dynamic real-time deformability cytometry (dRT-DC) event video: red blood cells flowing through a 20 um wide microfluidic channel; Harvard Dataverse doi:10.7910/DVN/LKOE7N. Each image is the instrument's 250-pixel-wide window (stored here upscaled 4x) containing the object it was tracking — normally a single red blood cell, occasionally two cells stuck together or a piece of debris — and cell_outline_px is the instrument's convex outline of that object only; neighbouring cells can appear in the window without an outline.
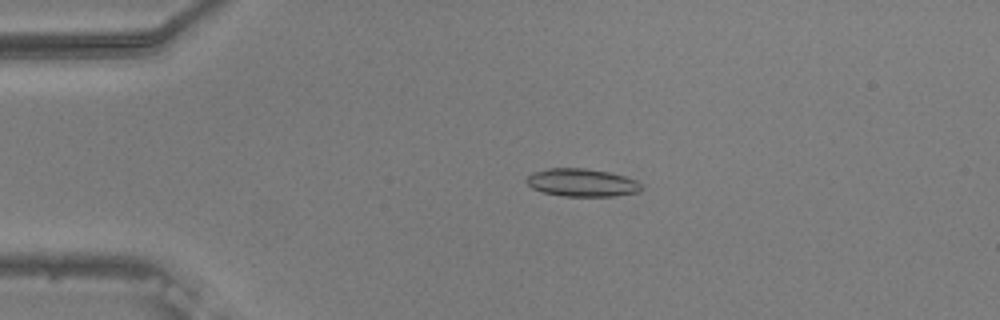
{"species": "common noctule bat (a hibernating species)", "species_latin": "Nyctalus noctula", "temperature_condition": "warm", "stored_images_in_passage": 53, "camera_frame_rate_fps": 3000, "um_per_image_px": 0.085, "animal": {"sex": "male", "body_mass_g": 20.5, "forearm_length_mm": 52.5}, "frame": {"image": 1, "passage_image": 11, "time_ms": 3.333, "image_size_px": [1000, 320], "cell_outline_px": [[644, 188], [640, 192], [612, 196], [564, 196], [544, 192], [532, 188], [524, 180], [532, 172], [548, 168], [588, 168], [608, 172], [624, 176], [636, 180]], "centroid_in_image_um": [49.46, 15.52], "position_along_channel_um": 35.5, "area_um2": 18.73}}
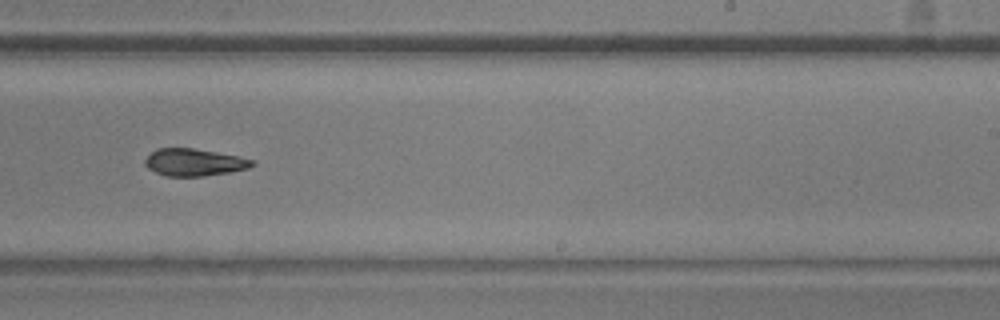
{"frame": {"image": 2, "passage_image": 33, "time_ms": 10.667, "image_size_px": [1000, 320], "cell_outline_px": [[256, 164], [248, 168], [232, 172], [204, 176], [164, 176], [148, 168], [144, 164], [144, 160], [156, 148], [192, 148], [240, 156], [252, 160]], "centroid_in_image_um": [16.51, 13.8], "position_along_channel_um": 272.5, "area_um2": 17.05}}
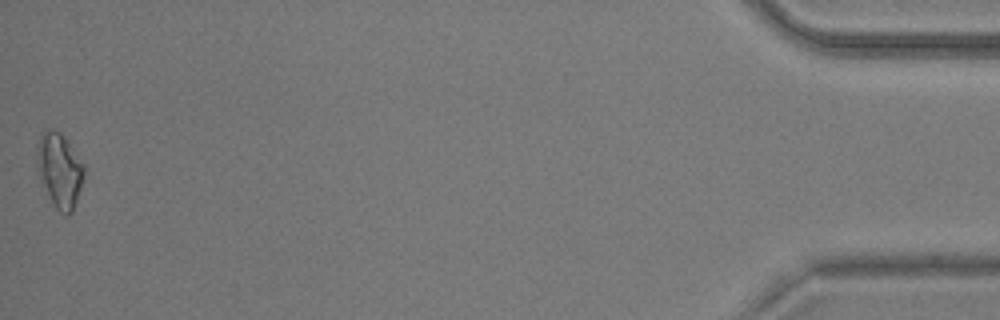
{"frame": {"image": 3, "passage_image": 53, "time_ms": 17.333, "image_size_px": [1000, 320], "cell_outline_px": [[84, 176], [72, 212], [68, 216], [64, 216], [56, 208], [36, 168], [36, 144], [40, 132], [44, 128], [52, 128], [60, 132], [84, 164]], "centroid_in_image_um": [5.03, 14.4], "position_along_channel_um": 430.2, "area_um2": 20.35}, "authors_computed_cell_mechanics": {"area_um2": 17.9758, "velocity_mm_per_s": 3.7613, "shape_relaxation_time_tau1_ms": 2.8601, "shape_relaxation_time_tau2_ms": null, "deformation_change_tau1": 0.1335, "deformation_change_tau2": null}}